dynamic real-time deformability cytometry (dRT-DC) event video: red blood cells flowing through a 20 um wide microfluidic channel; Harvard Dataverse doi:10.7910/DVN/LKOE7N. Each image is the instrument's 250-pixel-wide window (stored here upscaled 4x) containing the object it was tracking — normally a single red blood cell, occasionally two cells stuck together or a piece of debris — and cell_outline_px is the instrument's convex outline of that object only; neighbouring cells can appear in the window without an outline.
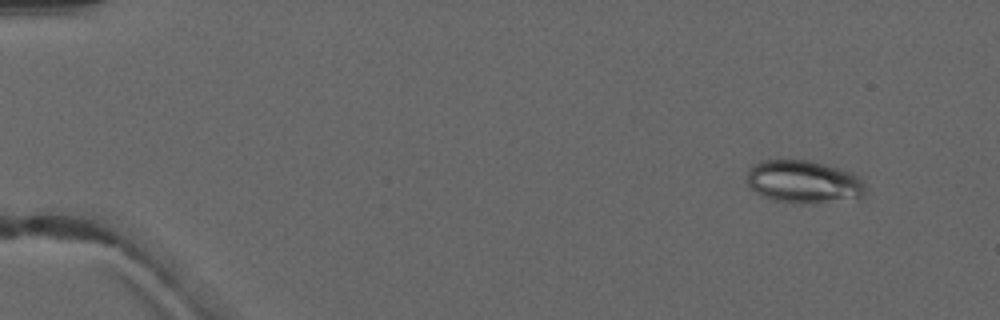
{"species": "common noctule bat (a hibernating species)", "species_latin": "Nyctalus noctula", "temperature_condition": "warm", "stored_images_in_passage": 4, "camera_frame_rate_fps": 3000, "um_per_image_px": 0.085, "animal": {"sex": "male", "forearm_length_mm": 52.5}, "frame": {"image": 1, "passage_image": 1, "time_ms": 0.0, "image_size_px": [1000, 320], "cell_outline_px": [[868, 188], [864, 196], [860, 200], [812, 204], [772, 200], [756, 192], [748, 184], [748, 168], [752, 164], [760, 160], [808, 160], [840, 168], [852, 172]], "centroid_in_image_um": [68.38, 15.47], "position_along_channel_um": 16.6, "area_um2": 30.11}}